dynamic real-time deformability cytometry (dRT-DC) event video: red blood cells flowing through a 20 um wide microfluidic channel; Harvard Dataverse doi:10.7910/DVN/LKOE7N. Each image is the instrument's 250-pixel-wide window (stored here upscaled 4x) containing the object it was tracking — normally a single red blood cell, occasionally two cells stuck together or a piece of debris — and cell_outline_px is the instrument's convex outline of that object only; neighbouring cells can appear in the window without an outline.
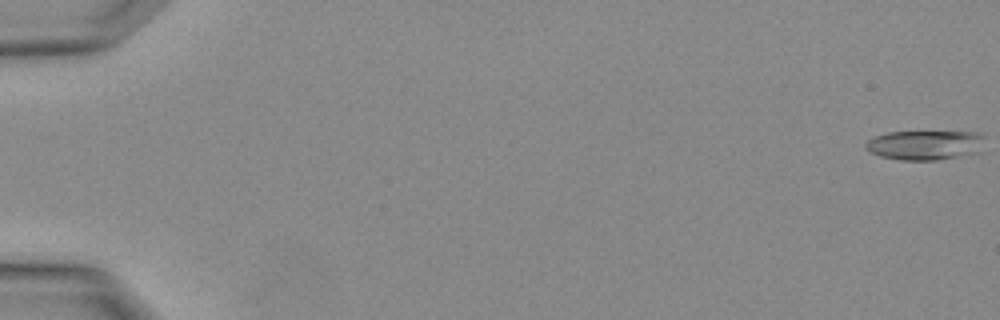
{"species": "Egyptian fruit bat (a non-hibernating species)", "species_latin": "Rousettus aegyptiacus", "temperature_condition": "warm", "stored_images_in_passage": 4, "camera_frame_rate_fps": 3000, "um_per_image_px": 0.085, "animal": {"sex": "female"}, "frame": {"image": 1, "passage_image": 1, "time_ms": 0.0, "image_size_px": [1000, 320], "cell_outline_px": [[984, 136], [976, 152], [960, 156], [936, 160], [900, 160], [880, 156], [868, 152], [864, 148], [864, 144], [868, 140], [876, 136], [888, 132], [976, 132]], "centroid_in_image_um": [78.53, 12.33], "position_along_channel_um": 6.5, "area_um2": 20.29}}
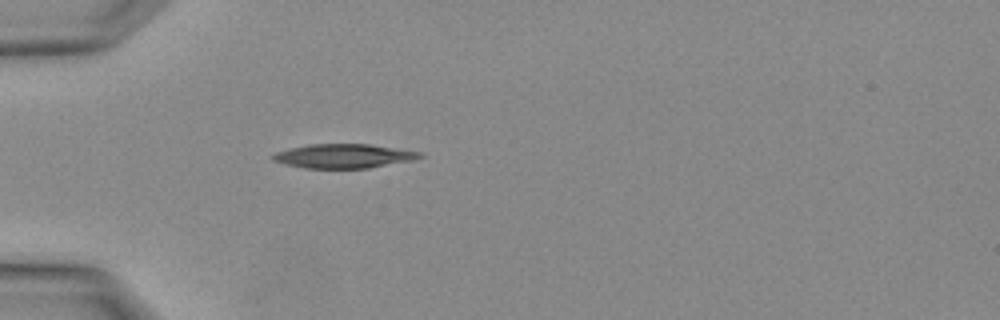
{"frame": {"image": 2, "passage_image": 4, "time_ms": 1.0, "image_size_px": [1000, 320], "cell_outline_px": [[424, 156], [412, 160], [368, 168], [304, 168], [284, 164], [272, 160], [268, 156], [276, 152], [308, 144], [368, 144], [424, 152]], "centroid_in_image_um": [29.19, 13.26], "position_along_channel_um": 55.8, "area_um2": 20.69}}